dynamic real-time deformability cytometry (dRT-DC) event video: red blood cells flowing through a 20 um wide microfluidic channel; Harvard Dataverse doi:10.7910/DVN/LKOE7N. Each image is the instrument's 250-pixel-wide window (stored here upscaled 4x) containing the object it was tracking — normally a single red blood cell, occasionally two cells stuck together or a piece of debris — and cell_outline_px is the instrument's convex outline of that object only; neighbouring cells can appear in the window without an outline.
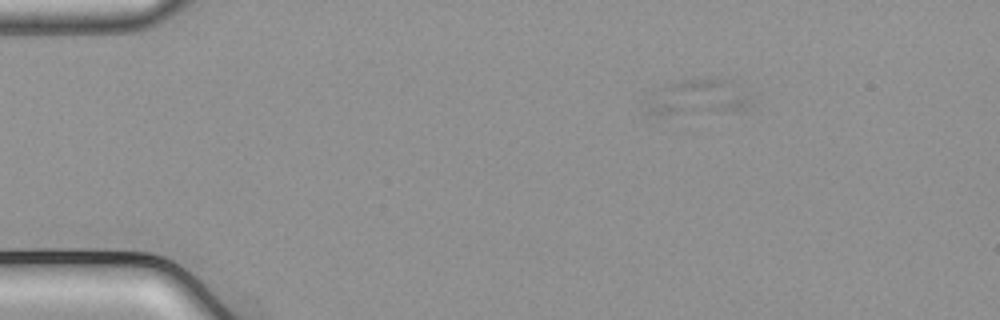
{"species": "common noctule bat (a hibernating species)", "species_latin": "Nyctalus noctula", "temperature_condition": "cold", "stored_images_in_passage": 9, "camera_frame_rate_fps": 3000, "um_per_image_px": 0.085, "animal": {"sex": "male", "body_mass_g": 21.5, "forearm_length_mm": 52.0}, "frame": {"image": 1, "passage_image": 9, "time_ms": 2.667, "image_size_px": [1000, 320], "cell_outline_px": [[748, 104], [744, 108], [736, 112], [656, 112], [652, 108], [648, 100], [672, 84], [684, 80], [732, 80], [748, 100]], "centroid_in_image_um": [59.5, 8.27], "position_along_channel_um": 25.5, "area_um2": 19.13}}